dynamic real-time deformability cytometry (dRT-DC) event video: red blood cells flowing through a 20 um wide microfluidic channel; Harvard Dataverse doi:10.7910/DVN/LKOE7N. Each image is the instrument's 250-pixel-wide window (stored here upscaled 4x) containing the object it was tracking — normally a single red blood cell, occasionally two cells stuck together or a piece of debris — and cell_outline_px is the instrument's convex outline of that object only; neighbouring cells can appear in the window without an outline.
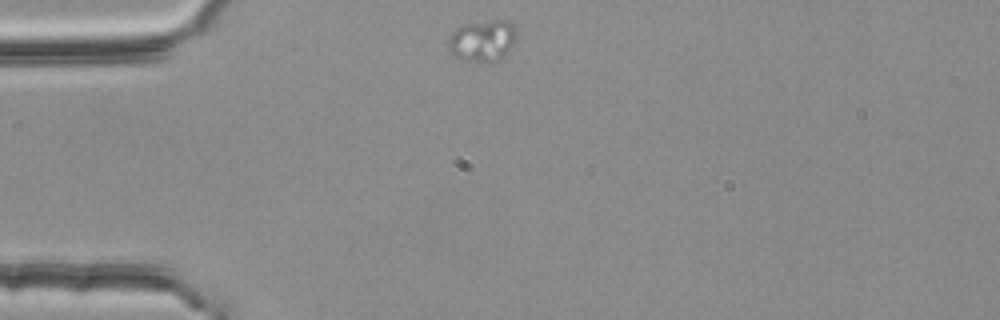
{"species": "common noctule bat (a hibernating species)", "species_latin": "Nyctalus noctula", "temperature_condition": "room temperature", "stored_images_in_passage": 11, "camera_frame_rate_fps": 3000, "um_per_image_px": 0.085, "animal": {"sex": "female", "body_mass_g": 25.1}, "frame": {"image": 1, "passage_image": 1, "time_ms": 0.0, "image_size_px": [1000, 320], "cell_outline_px": [[516, 40], [496, 60], [480, 64], [452, 56], [448, 52], [448, 40], [452, 32], [456, 28], [464, 24], [492, 20], [508, 20], [516, 28]], "centroid_in_image_um": [40.96, 3.45], "position_along_channel_um": 44.0, "area_um2": 16.53}}